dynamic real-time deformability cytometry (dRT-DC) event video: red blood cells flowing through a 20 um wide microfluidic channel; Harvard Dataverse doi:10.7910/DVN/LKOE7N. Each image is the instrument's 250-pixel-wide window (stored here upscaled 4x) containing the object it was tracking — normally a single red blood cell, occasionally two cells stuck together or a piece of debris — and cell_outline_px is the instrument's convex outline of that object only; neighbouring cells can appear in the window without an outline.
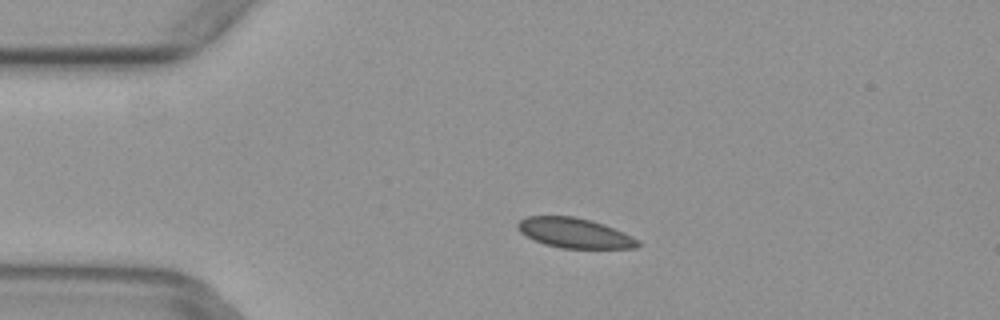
{"species": "common noctule bat (a hibernating species)", "species_latin": "Nyctalus noctula", "temperature_condition": "warm", "stored_images_in_passage": 4, "camera_frame_rate_fps": 3000, "um_per_image_px": 0.085, "animal": {"sex": "female", "body_mass_g": 29.2, "forearm_length_mm": 56.3}, "frame": {"image": 1, "passage_image": 3, "time_ms": 0.667, "image_size_px": [1000, 320], "cell_outline_px": [[640, 244], [636, 248], [560, 248], [544, 244], [520, 232], [516, 228], [516, 224], [520, 220], [528, 216], [576, 216], [592, 220], [604, 224], [624, 232], [640, 240]], "centroid_in_image_um": [48.86, 19.8], "position_along_channel_um": 36.1, "area_um2": 21.04}}